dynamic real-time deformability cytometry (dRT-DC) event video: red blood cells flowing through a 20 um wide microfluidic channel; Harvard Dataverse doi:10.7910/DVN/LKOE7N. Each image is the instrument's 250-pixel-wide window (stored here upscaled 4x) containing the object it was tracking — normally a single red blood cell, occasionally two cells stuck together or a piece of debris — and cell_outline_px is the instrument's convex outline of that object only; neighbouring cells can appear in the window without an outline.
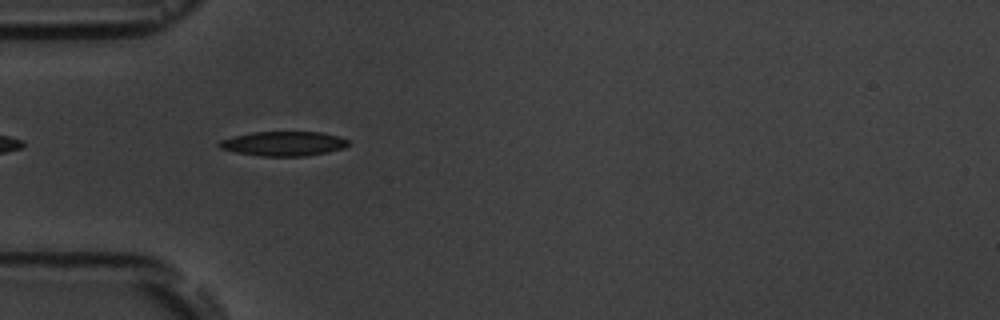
{"species": "common noctule bat (a hibernating species)", "species_latin": "Nyctalus noctula", "temperature_condition": "room temperature", "stored_images_in_passage": 9, "camera_frame_rate_fps": 3000, "um_per_image_px": 0.085, "animal": {"sex": "male", "body_mass_g": 19.5, "forearm_length_mm": 54.6}, "frame": {"image": 1, "passage_image": 4, "time_ms": 3.333, "image_size_px": [1000, 320], "cell_outline_px": [[348, 144], [344, 148], [328, 152], [308, 156], [260, 156], [236, 152], [220, 148], [216, 144], [220, 140], [232, 136], [252, 132], [320, 132], [336, 136], [348, 140]], "centroid_in_image_um": [24.06, 12.21], "position_along_channel_um": 60.9, "area_um2": 18.44}}
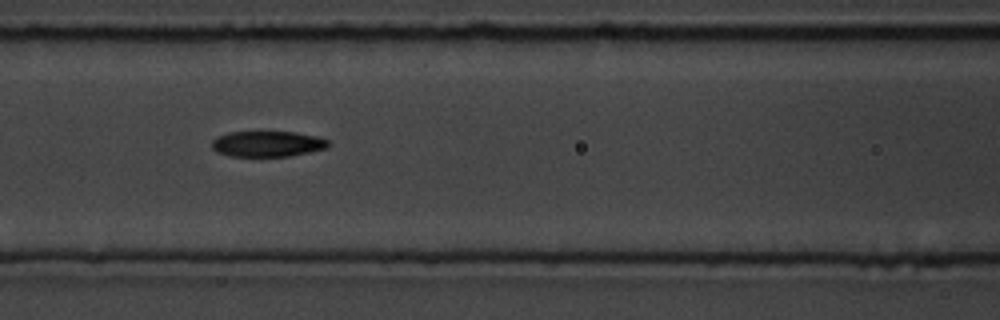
{"frame": {"image": 2, "passage_image": 6, "time_ms": 5.667, "image_size_px": [1000, 320], "cell_outline_px": [[332, 144], [328, 148], [288, 156], [228, 156], [216, 152], [212, 148], [212, 140], [216, 136], [228, 132], [296, 132], [316, 136], [328, 140]], "centroid_in_image_um": [22.72, 12.23], "position_along_channel_um": 143.9, "area_um2": 17.57}}
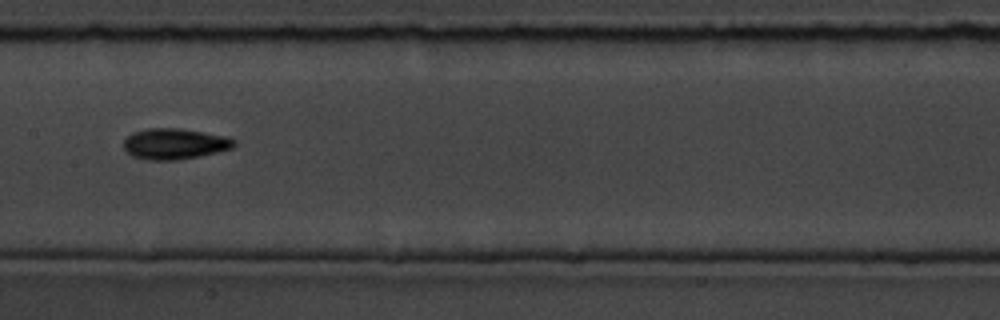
{"frame": {"image": 3, "passage_image": 7, "time_ms": 7.0, "image_size_px": [1000, 320], "cell_outline_px": [[236, 144], [232, 148], [200, 156], [176, 160], [148, 160], [132, 156], [124, 148], [124, 140], [132, 132], [148, 128], [176, 128], [204, 132], [228, 136], [236, 140]], "centroid_in_image_um": [14.85, 12.22], "position_along_channel_um": 192.5, "area_um2": 19.88}}